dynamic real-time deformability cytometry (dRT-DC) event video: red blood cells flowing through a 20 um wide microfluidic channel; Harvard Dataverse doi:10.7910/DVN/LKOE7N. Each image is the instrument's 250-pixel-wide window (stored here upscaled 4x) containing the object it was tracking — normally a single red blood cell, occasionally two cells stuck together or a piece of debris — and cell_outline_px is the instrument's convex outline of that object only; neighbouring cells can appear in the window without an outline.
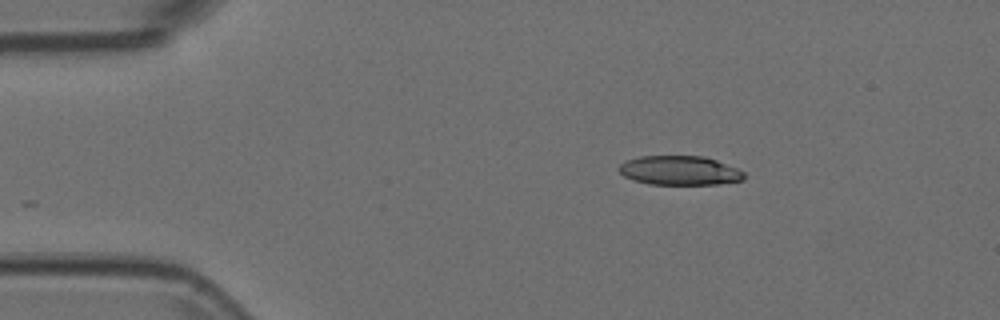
{"species": "Egyptian fruit bat (a non-hibernating species)", "species_latin": "Rousettus aegyptiacus", "temperature_condition": "room temperature", "stored_images_in_passage": 46, "camera_frame_rate_fps": 3000, "um_per_image_px": 0.085, "animal": {"sex": "female"}, "frame": {"image": 1, "passage_image": 1, "time_ms": 0.0, "image_size_px": [1000, 320], "cell_outline_px": [[744, 180], [716, 184], [648, 184], [632, 180], [624, 176], [616, 168], [620, 164], [628, 160], [640, 156], [704, 156], [716, 160], [736, 168], [744, 172]], "centroid_in_image_um": [57.74, 14.49], "position_along_channel_um": 27.3, "area_um2": 21.27}}
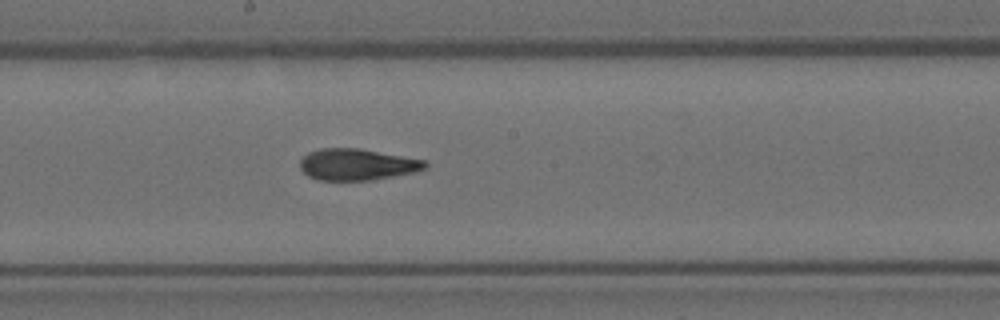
{"frame": {"image": 2, "passage_image": 21, "time_ms": 6.667, "image_size_px": [1000, 320], "cell_outline_px": [[428, 168], [416, 172], [372, 180], [316, 180], [308, 176], [300, 168], [300, 160], [308, 152], [320, 148], [360, 148], [424, 160], [428, 164]], "centroid_in_image_um": [30.35, 13.98], "position_along_channel_um": 217.8, "area_um2": 23.06}}
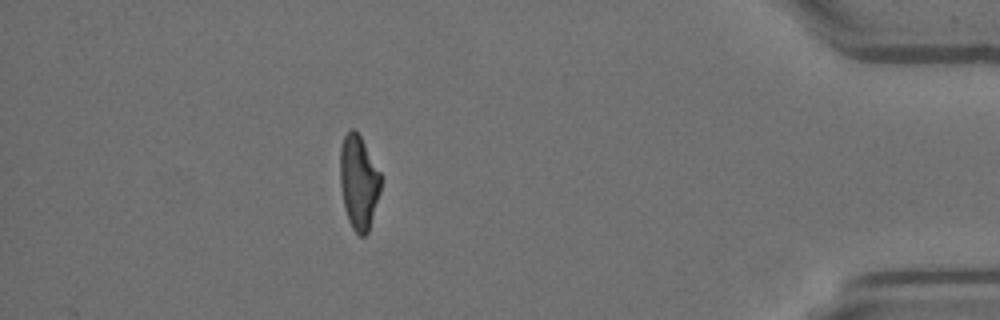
{"frame": {"image": 3, "passage_image": 40, "time_ms": 13.0, "image_size_px": [1000, 320], "cell_outline_px": [[380, 192], [368, 232], [364, 236], [360, 236], [352, 228], [348, 220], [344, 208], [340, 188], [340, 148], [344, 136], [352, 128], [360, 136], [380, 172]], "centroid_in_image_um": [30.47, 15.51], "position_along_channel_um": 404.7, "area_um2": 22.14}}